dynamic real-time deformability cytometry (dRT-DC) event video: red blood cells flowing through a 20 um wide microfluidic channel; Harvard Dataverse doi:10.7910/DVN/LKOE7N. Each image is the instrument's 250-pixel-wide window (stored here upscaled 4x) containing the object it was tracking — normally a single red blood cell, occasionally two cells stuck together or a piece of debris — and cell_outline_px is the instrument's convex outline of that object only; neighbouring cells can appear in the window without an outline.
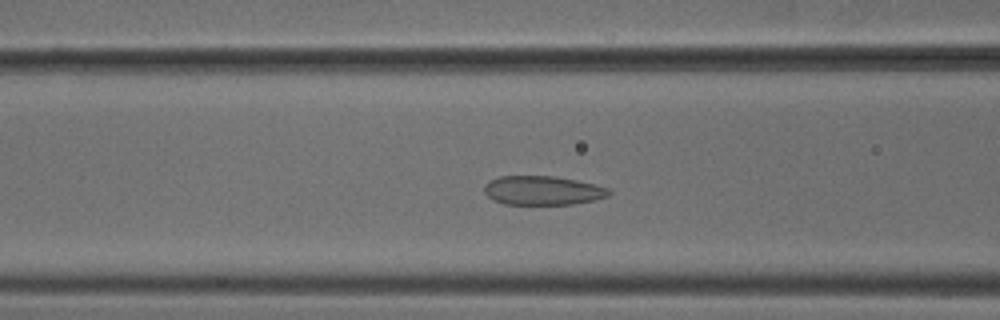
{"species": "common noctule bat (a hibernating species)", "species_latin": "Nyctalus noctula", "temperature_condition": "cold", "stored_images_in_passage": 50, "camera_frame_rate_fps": 3000, "um_per_image_px": 0.085, "animal": {"sex": "male", "body_mass_g": 18.8}, "frame": {"image": 1, "passage_image": 19, "time_ms": 6.0, "image_size_px": [1000, 320], "cell_outline_px": [[612, 192], [608, 196], [592, 200], [572, 204], [504, 204], [492, 200], [484, 192], [484, 184], [488, 180], [500, 176], [556, 176], [576, 180], [608, 188]], "centroid_in_image_um": [46.07, 16.18], "position_along_channel_um": 120.5, "area_um2": 21.1}}
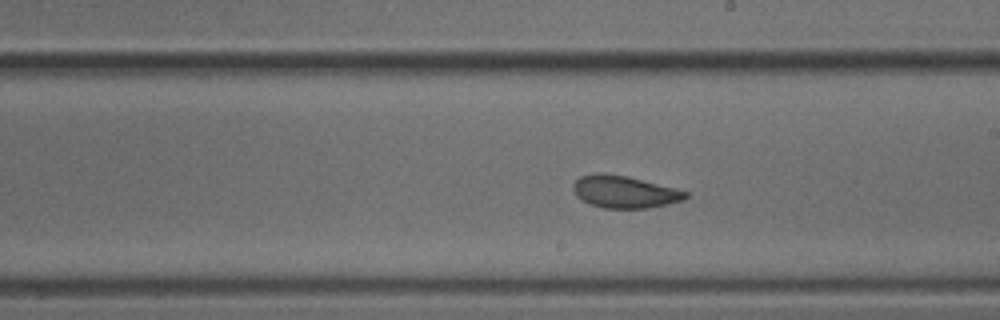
{"frame": {"image": 2, "passage_image": 28, "time_ms": 9.0, "image_size_px": [1000, 320], "cell_outline_px": [[688, 196], [684, 200], [648, 208], [604, 208], [592, 204], [576, 196], [572, 188], [572, 184], [580, 176], [596, 172], [600, 172], [624, 176], [676, 188], [688, 192]], "centroid_in_image_um": [53.06, 16.3], "position_along_channel_um": 235.9, "area_um2": 20.92}}
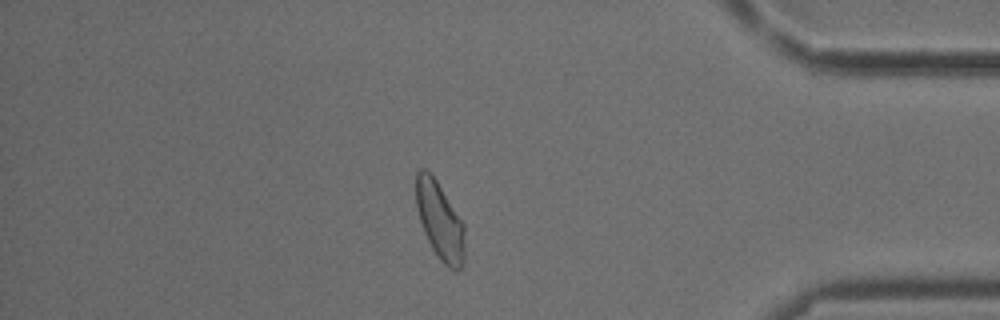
{"frame": {"image": 3, "passage_image": 43, "time_ms": 14.0, "image_size_px": [1000, 320], "cell_outline_px": [[464, 260], [460, 268], [456, 272], [448, 268], [440, 260], [432, 248], [424, 232], [416, 208], [416, 172], [420, 168], [424, 168], [436, 180], [464, 224]], "centroid_in_image_um": [37.38, 18.79], "position_along_channel_um": 397.8, "area_um2": 21.85}, "authors_computed_cell_mechanics": {"area_um2": 22.1374, "velocity_mm_per_s": 3.8459, "shape_relaxation_time_tau1_ms": null, "shape_relaxation_time_tau2_ms": 1.4896, "deformation_change_tau1": null, "deformation_change_tau2": 0.0665}}